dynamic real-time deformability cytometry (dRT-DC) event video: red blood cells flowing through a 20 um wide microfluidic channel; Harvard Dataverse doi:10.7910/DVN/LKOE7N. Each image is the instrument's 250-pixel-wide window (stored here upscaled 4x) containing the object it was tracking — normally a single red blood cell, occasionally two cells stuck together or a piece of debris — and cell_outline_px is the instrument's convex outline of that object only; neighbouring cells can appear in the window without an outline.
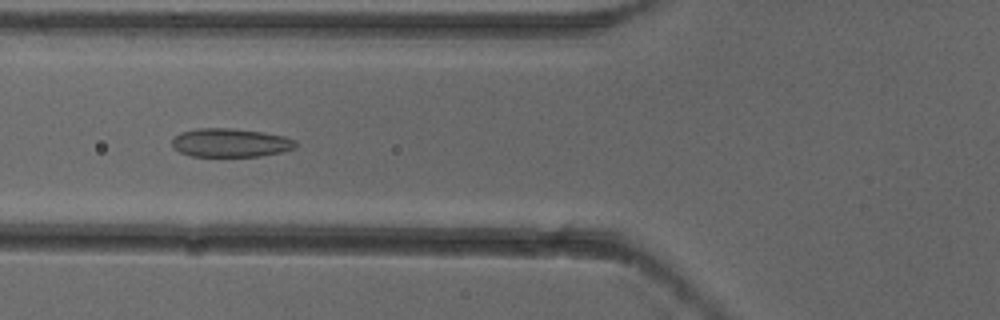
{"species": "common noctule bat (a hibernating species)", "species_latin": "Nyctalus noctula", "temperature_condition": "cold", "stored_images_in_passage": 7, "camera_frame_rate_fps": 3000, "um_per_image_px": 0.085, "animal": {"sex": "female"}, "frame": {"image": 1, "passage_image": 5, "time_ms": 1.333, "image_size_px": [1000, 320], "cell_outline_px": [[300, 144], [296, 148], [284, 152], [260, 156], [192, 156], [180, 152], [172, 144], [172, 140], [180, 132], [196, 128], [232, 128], [264, 132], [284, 136], [296, 140]], "centroid_in_image_um": [19.66, 12.13], "position_along_channel_um": 106.1, "area_um2": 20.81}}
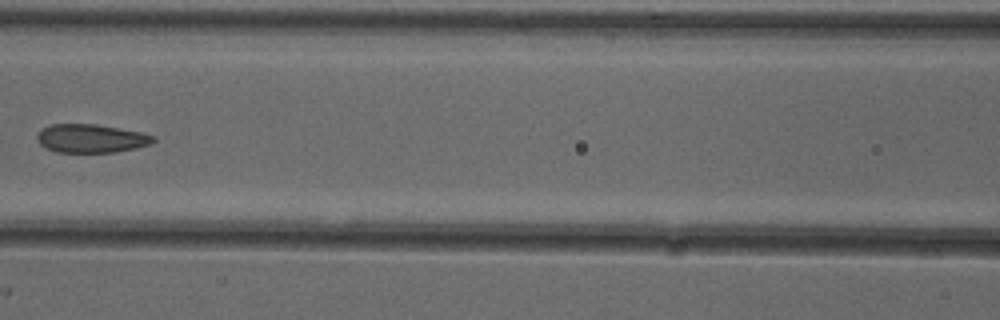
{"frame": {"image": 2, "passage_image": 6, "time_ms": 1.667, "image_size_px": [1000, 320], "cell_outline_px": [[156, 140], [152, 144], [136, 148], [116, 152], [56, 152], [44, 148], [36, 140], [36, 136], [40, 128], [48, 124], [96, 124], [140, 132], [156, 136]], "centroid_in_image_um": [7.71, 11.76], "position_along_channel_um": 158.9, "area_um2": 19.59}}
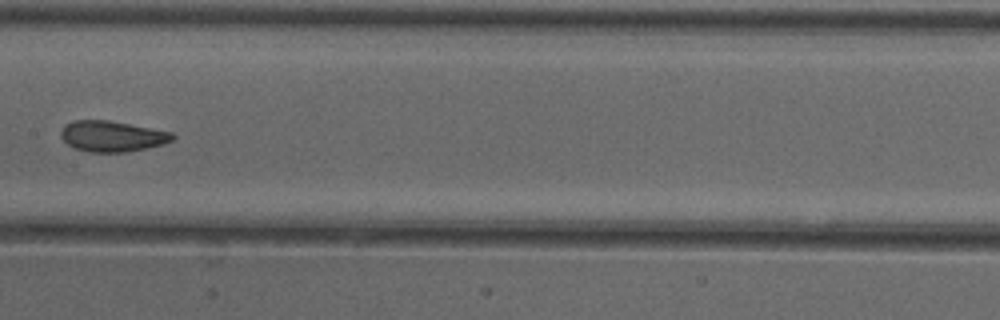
{"frame": {"image": 3, "passage_image": 7, "time_ms": 2.0, "image_size_px": [1000, 320], "cell_outline_px": [[176, 136], [172, 140], [160, 144], [128, 152], [88, 152], [76, 148], [68, 144], [60, 136], [60, 132], [64, 124], [76, 120], [108, 120], [172, 132]], "centroid_in_image_um": [9.49, 11.57], "position_along_channel_um": 197.9, "area_um2": 19.83}}